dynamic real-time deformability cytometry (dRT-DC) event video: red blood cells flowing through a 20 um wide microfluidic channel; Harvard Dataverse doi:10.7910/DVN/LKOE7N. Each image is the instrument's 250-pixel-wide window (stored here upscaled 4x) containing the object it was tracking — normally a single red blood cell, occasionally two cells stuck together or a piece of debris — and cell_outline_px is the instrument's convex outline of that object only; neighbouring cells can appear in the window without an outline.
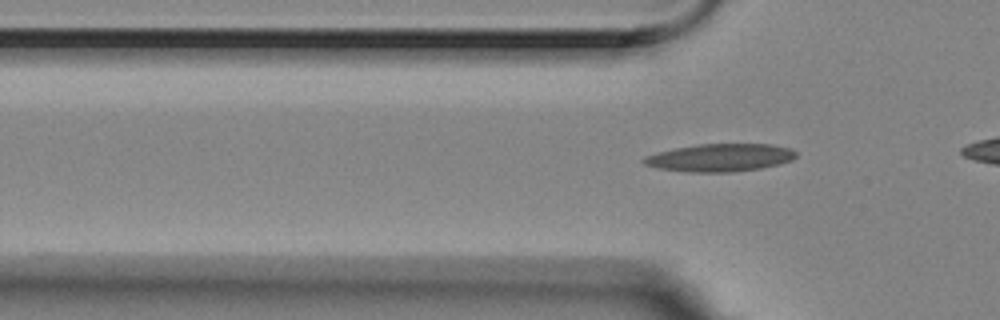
{"species": "Egyptian fruit bat (a non-hibernating species)", "species_latin": "Rousettus aegyptiacus", "temperature_condition": "room temperature", "stored_images_in_passage": 10, "segment_of_instrument_passage": [2, 2], "camera_frame_rate_fps": 3000, "um_per_image_px": 0.085, "animal": {"sex": "female"}, "frame": {"image": 1, "passage_image": 10, "time_ms": 3.0, "image_size_px": [1000, 320], "cell_outline_px": [[796, 156], [792, 160], [780, 164], [760, 168], [732, 172], [692, 172], [660, 168], [644, 164], [640, 160], [644, 156], [676, 148], [700, 144], [772, 144], [792, 148], [796, 152]], "centroid_in_image_um": [61.25, 13.39], "position_along_channel_um": 64.6, "area_um2": 24.51}}